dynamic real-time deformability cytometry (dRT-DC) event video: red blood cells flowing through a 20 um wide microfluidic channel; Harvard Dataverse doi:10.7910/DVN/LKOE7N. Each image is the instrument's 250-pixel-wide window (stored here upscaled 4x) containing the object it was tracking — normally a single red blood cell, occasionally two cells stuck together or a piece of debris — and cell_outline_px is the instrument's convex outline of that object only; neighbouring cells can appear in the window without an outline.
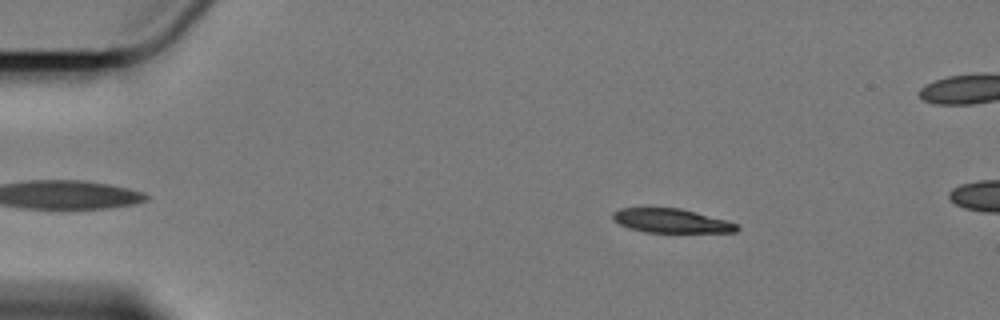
{"species": "Egyptian fruit bat (a non-hibernating species)", "species_latin": "Rousettus aegyptiacus", "temperature_condition": "cold", "stored_images_in_passage": 11, "camera_frame_rate_fps": 3000, "um_per_image_px": 0.085, "animal": {"sex": "female"}, "frame": {"image": 1, "passage_image": 2, "time_ms": 0.333, "image_size_px": [1000, 320], "cell_outline_px": [[740, 228], [736, 232], [644, 232], [628, 228], [612, 220], [612, 212], [620, 208], [680, 208], [728, 220], [736, 224]], "centroid_in_image_um": [57.04, 18.76], "position_along_channel_um": 28.0, "area_um2": 17.46}}